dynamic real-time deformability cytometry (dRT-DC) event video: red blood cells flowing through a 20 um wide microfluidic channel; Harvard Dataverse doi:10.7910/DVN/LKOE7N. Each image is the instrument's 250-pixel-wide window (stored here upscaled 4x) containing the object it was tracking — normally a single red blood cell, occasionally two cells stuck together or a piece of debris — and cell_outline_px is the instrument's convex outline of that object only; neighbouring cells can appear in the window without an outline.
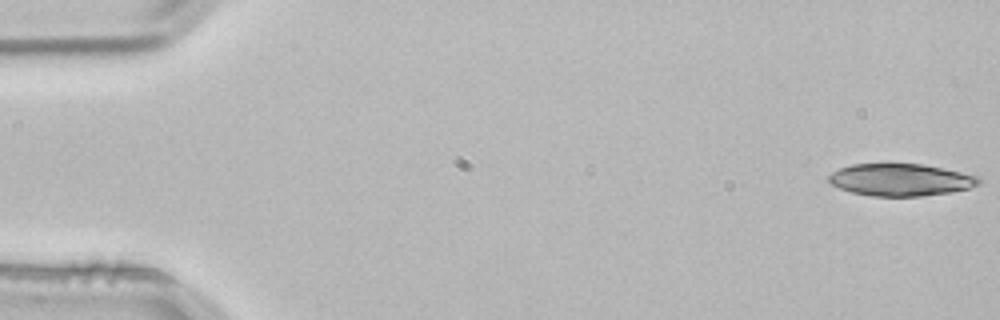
{"species": "common noctule bat (a hibernating species)", "species_latin": "Nyctalus noctula", "temperature_condition": "room temperature", "stored_images_in_passage": 5, "segment_of_instrument_passage": [1, 2], "camera_frame_rate_fps": 3000, "um_per_image_px": 0.085, "animal": {"sex": "male", "body_mass_g": 21.5, "forearm_length_mm": 52.0}, "frame": {"image": 1, "passage_image": 1, "time_ms": 0.0, "image_size_px": [1000, 320], "cell_outline_px": [[980, 184], [968, 188], [952, 192], [920, 196], [872, 196], [852, 192], [840, 188], [832, 184], [828, 180], [828, 176], [832, 172], [840, 168], [852, 164], [924, 164], [980, 176]], "centroid_in_image_um": [76.57, 15.28], "position_along_channel_um": 8.4, "area_um2": 28.09}}